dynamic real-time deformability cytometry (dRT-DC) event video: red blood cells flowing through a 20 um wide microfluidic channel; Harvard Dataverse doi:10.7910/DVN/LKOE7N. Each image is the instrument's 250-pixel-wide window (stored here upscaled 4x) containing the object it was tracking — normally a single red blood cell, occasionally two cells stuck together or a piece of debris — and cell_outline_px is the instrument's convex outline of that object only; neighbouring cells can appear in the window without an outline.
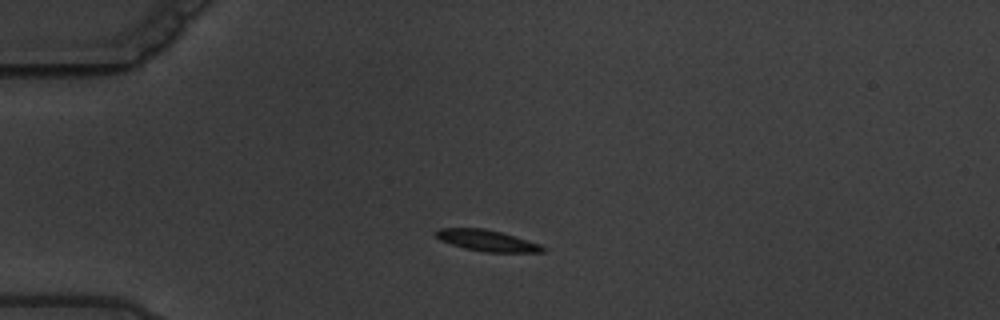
{"species": "common noctule bat (a hibernating species)", "species_latin": "Nyctalus noctula", "temperature_condition": "warm", "stored_images_in_passage": 3, "camera_frame_rate_fps": 3000, "um_per_image_px": 0.085, "animal": {"sex": "male", "body_mass_g": 19.5, "forearm_length_mm": 54.6}, "frame": {"image": 1, "passage_image": 3, "time_ms": 2.333, "image_size_px": [1000, 320], "cell_outline_px": [[548, 248], [544, 252], [484, 252], [464, 248], [440, 240], [436, 236], [436, 232], [440, 228], [484, 228], [500, 232], [540, 244]], "centroid_in_image_um": [41.42, 20.45], "position_along_channel_um": 43.6, "area_um2": 13.06}}